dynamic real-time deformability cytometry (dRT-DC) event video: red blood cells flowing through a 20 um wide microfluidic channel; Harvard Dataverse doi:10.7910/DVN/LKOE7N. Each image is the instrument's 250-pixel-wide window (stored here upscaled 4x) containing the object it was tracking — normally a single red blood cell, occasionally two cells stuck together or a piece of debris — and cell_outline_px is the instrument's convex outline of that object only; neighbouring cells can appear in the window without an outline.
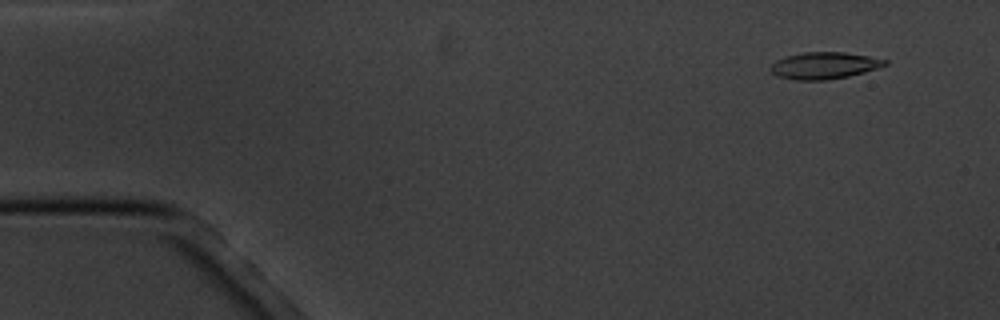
{"species": "common noctule bat (a hibernating species)", "species_latin": "Nyctalus noctula", "temperature_condition": "cold", "stored_images_in_passage": 4, "segment_of_instrument_passage": [2, 2], "camera_frame_rate_fps": 3000, "um_per_image_px": 0.085, "animal": {"sex": "male", "body_mass_g": 20.1, "forearm_length_mm": 53.5}, "frame": {"image": 1, "passage_image": 4, "time_ms": 4.333, "image_size_px": [1000, 320], "cell_outline_px": [[888, 64], [864, 72], [848, 76], [824, 80], [796, 80], [776, 76], [768, 68], [776, 60], [788, 56], [804, 52], [844, 52], [868, 56], [888, 60]], "centroid_in_image_um": [70.04, 5.57], "position_along_channel_um": 15.0, "area_um2": 17.74}}